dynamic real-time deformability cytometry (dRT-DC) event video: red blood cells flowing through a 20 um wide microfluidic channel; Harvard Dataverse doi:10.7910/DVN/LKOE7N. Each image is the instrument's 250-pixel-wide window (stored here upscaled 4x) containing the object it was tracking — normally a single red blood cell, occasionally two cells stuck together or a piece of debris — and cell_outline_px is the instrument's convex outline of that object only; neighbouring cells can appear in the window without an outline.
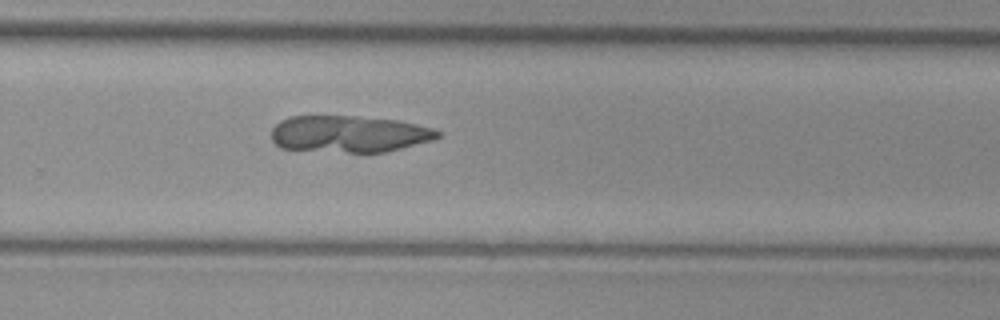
{"species": "common noctule bat (a hibernating species)", "species_latin": "Nyctalus noctula", "temperature_condition": "cold", "stored_images_in_passage": 52, "camera_frame_rate_fps": 3000, "um_per_image_px": 0.085, "animal": {"sex": "female", "body_mass_g": 29.2, "forearm_length_mm": 56.3}, "frame": {"image": 1, "passage_image": 33, "time_ms": 10.667, "image_size_px": [1000, 320], "cell_outline_px": [[440, 136], [432, 140], [384, 152], [348, 152], [280, 148], [272, 140], [272, 128], [280, 120], [288, 116], [356, 116], [396, 120], [416, 124], [432, 128], [440, 132]], "centroid_in_image_um": [29.64, 11.38], "position_along_channel_um": 300.2, "area_um2": 35.37}}
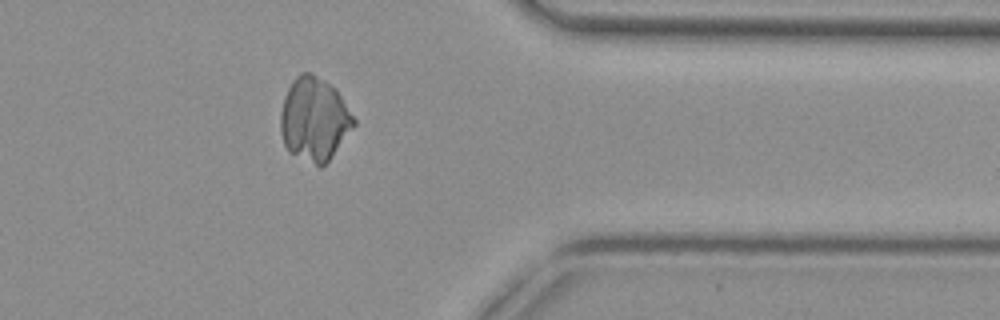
{"frame": {"image": 2, "passage_image": 41, "time_ms": 13.333, "image_size_px": [1000, 320], "cell_outline_px": [[356, 124], [328, 160], [320, 168], [288, 152], [284, 144], [280, 132], [280, 112], [284, 96], [292, 80], [300, 72], [312, 72], [336, 88], [356, 120]], "centroid_in_image_um": [26.69, 10.12], "position_along_channel_um": 384.7, "area_um2": 35.84}}
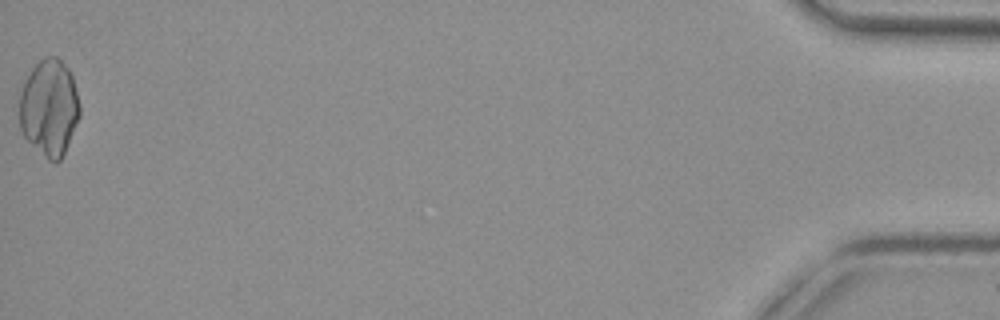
{"frame": {"image": 3, "passage_image": 52, "time_ms": 17.0, "image_size_px": [1000, 320], "cell_outline_px": [[80, 116], [64, 152], [60, 160], [56, 164], [48, 160], [24, 136], [20, 128], [20, 92], [24, 80], [32, 68], [44, 56], [56, 56], [68, 68], [72, 76], [80, 104]], "centroid_in_image_um": [4.19, 9.14], "position_along_channel_um": 431.0, "area_um2": 33.87}}